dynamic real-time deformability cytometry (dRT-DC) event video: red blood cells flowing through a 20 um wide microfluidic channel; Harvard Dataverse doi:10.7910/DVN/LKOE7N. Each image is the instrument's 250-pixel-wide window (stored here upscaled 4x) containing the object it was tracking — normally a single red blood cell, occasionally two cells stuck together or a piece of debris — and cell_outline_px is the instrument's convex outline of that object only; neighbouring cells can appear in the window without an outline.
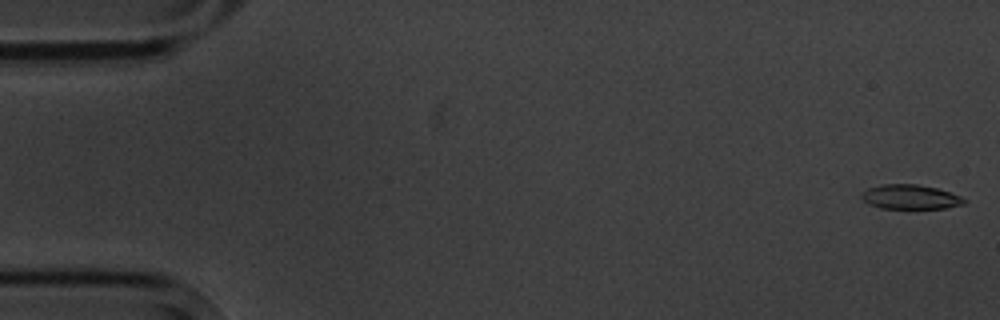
{"species": "common noctule bat (a hibernating species)", "species_latin": "Nyctalus noctula", "temperature_condition": "cold", "stored_images_in_passage": 3, "segment_of_instrument_passage": [2, 2], "camera_frame_rate_fps": 3000, "um_per_image_px": 0.085, "animal": {"sex": "male", "body_mass_g": 20.1, "forearm_length_mm": 53.5}, "frame": {"image": 1, "passage_image": 3, "time_ms": 2.333, "image_size_px": [1000, 320], "cell_outline_px": [[968, 200], [964, 204], [944, 208], [880, 208], [868, 204], [860, 196], [868, 188], [880, 184], [916, 184], [936, 188], [960, 196]], "centroid_in_image_um": [77.37, 16.74], "position_along_channel_um": 7.6, "area_um2": 14.51}}